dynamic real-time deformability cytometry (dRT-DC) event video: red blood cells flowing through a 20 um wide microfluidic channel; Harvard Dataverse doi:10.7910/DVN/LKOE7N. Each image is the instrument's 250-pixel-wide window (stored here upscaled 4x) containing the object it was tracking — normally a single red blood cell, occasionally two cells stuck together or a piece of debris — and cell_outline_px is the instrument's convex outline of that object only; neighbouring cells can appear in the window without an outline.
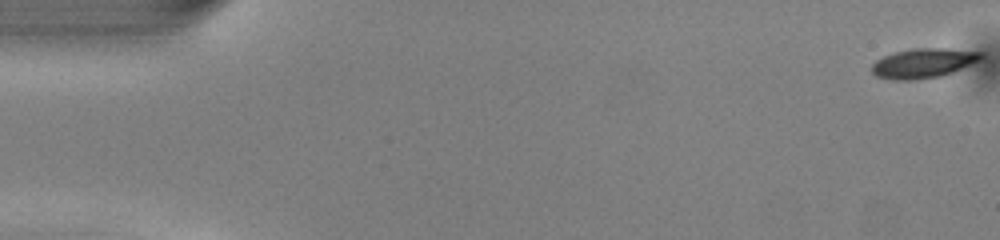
{"species": "common noctule bat (a hibernating species)", "species_latin": "Nyctalus noctula", "temperature_condition": "warm", "stored_images_in_passage": 51, "camera_frame_rate_fps": 3000, "um_per_image_px": 0.085, "animal": {"sex": "male", "body_mass_g": 13.0, "forearm_length_mm": 53.1}, "frame": {"image": 1, "passage_image": 1, "time_ms": 0.0, "image_size_px": [1000, 240], "cell_outline_px": [[984, 56], [952, 72], [940, 76], [916, 80], [892, 80], [876, 76], [872, 72], [872, 64], [876, 60], [884, 56], [896, 52], [912, 48], [944, 48], [984, 52]], "centroid_in_image_um": [78.44, 5.37], "position_along_channel_um": 6.6, "area_um2": 18.61}}
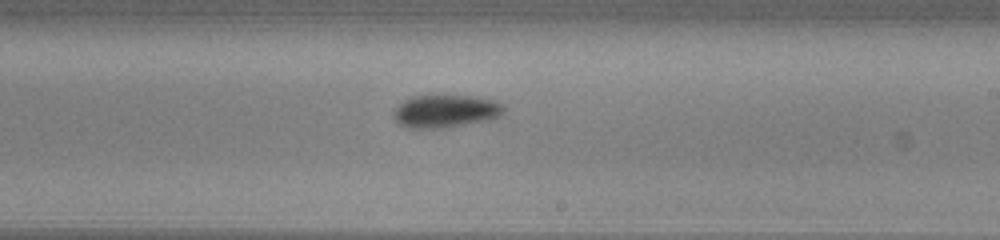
{"frame": {"image": 2, "passage_image": 30, "time_ms": 9.667, "image_size_px": [1000, 240], "cell_outline_px": [[504, 112], [492, 120], [440, 128], [408, 128], [400, 124], [392, 116], [392, 112], [404, 100], [412, 96], [476, 96], [496, 100], [504, 104]], "centroid_in_image_um": [37.9, 9.45], "position_along_channel_um": 251.1, "area_um2": 21.15}}
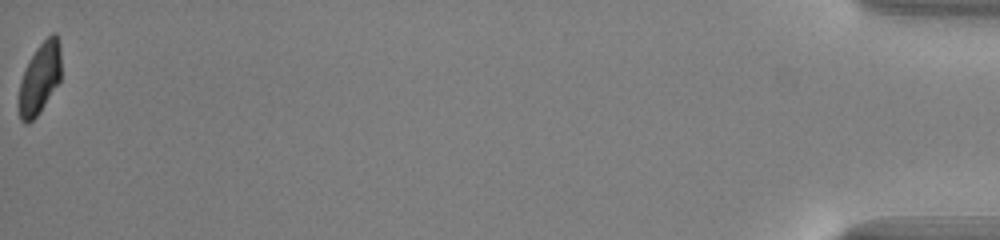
{"frame": {"image": 3, "passage_image": 51, "time_ms": 16.667, "image_size_px": [1000, 240], "cell_outline_px": [[60, 80], [40, 112], [28, 124], [24, 124], [20, 120], [20, 84], [24, 72], [36, 48], [52, 32], [56, 32], [60, 44]], "centroid_in_image_um": [3.4, 6.65], "position_along_channel_um": 431.8, "area_um2": 17.11}, "authors_computed_cell_mechanics": {"area_um2": 19.941, "velocity_mm_per_s": 4.0879, "shape_relaxation_time_tau1_ms": 2.8288, "shape_relaxation_time_tau2_ms": null, "deformation_change_tau1": 0.1099, "deformation_change_tau2": null}}